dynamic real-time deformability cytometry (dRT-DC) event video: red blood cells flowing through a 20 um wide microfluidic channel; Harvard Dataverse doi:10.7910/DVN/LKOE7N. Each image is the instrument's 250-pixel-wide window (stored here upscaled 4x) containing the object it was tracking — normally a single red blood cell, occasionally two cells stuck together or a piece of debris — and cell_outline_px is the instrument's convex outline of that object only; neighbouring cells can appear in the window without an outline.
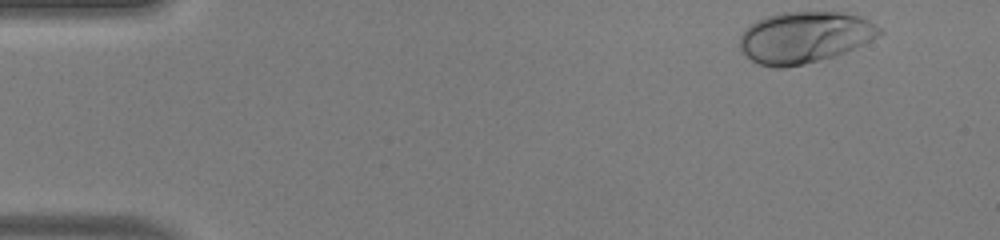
{"species": "human", "species_latin": "Homo sapiens", "temperature_condition": "warm", "stored_images_in_passage": 40, "camera_frame_rate_fps": 3000, "um_per_image_px": 0.085, "donor": {"sex": "male"}, "frame": {"image": 1, "passage_image": 1, "time_ms": 0.0, "image_size_px": [1000, 240], "cell_outline_px": [[884, 32], [844, 52], [832, 56], [804, 64], [784, 68], [776, 68], [760, 64], [752, 60], [740, 52], [740, 36], [744, 28], [756, 20], [780, 12], [840, 12], [860, 16], [868, 20], [880, 28]], "centroid_in_image_um": [68.32, 3.16], "position_along_channel_um": 16.7, "area_um2": 41.5}}
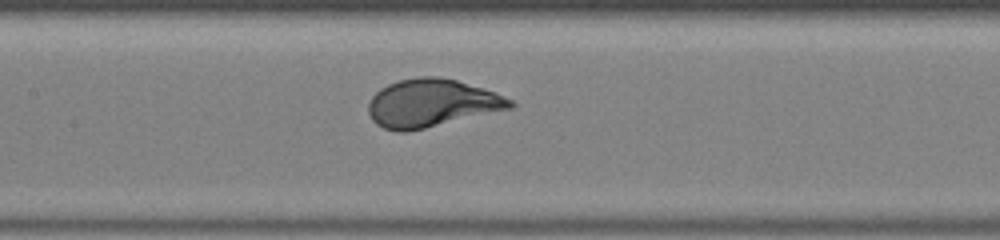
{"frame": {"image": 2, "passage_image": 21, "time_ms": 6.667, "image_size_px": [1000, 240], "cell_outline_px": [[516, 104], [512, 108], [408, 132], [396, 132], [384, 128], [376, 124], [372, 120], [368, 112], [368, 104], [372, 96], [380, 88], [388, 84], [400, 80], [420, 76], [436, 76], [456, 80], [484, 88], [512, 100]], "centroid_in_image_um": [36.66, 8.77], "position_along_channel_um": 170.7, "area_um2": 39.54}}
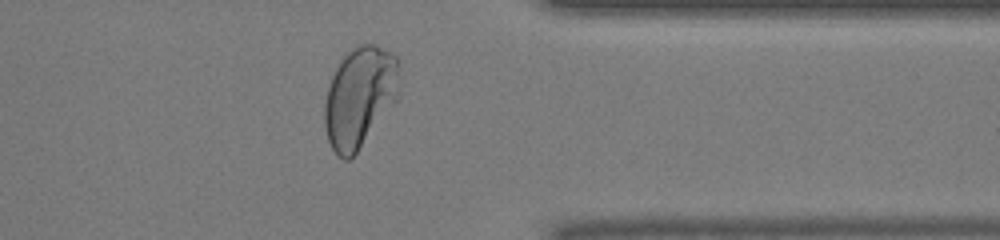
{"frame": {"image": 3, "passage_image": 37, "time_ms": 12.0, "image_size_px": [1000, 240], "cell_outline_px": [[400, 96], [356, 152], [348, 160], [344, 160], [332, 148], [328, 140], [324, 124], [324, 104], [328, 88], [332, 76], [340, 60], [356, 44], [376, 44], [396, 56], [400, 60]], "centroid_in_image_um": [30.61, 8.2], "position_along_channel_um": 380.8, "area_um2": 44.04}, "authors_computed_cell_mechanics": {"area_um2": 39.593, "velocity_mm_per_s": 4.0942, "shape_relaxation_time_tau1_ms": 2.1376, "shape_relaxation_time_tau2_ms": null, "deformation_change_tau1": 0.191, "deformation_change_tau2": null}}